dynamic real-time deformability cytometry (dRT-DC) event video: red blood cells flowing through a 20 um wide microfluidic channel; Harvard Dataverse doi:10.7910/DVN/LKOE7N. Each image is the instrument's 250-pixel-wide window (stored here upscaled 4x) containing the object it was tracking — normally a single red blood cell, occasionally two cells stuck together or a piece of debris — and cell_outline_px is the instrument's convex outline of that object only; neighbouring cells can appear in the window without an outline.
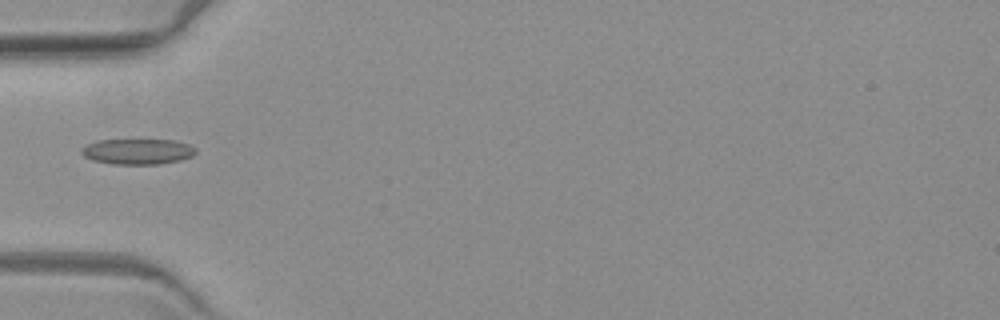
{"species": "common noctule bat (a hibernating species)", "species_latin": "Nyctalus noctula", "temperature_condition": "warm", "stored_images_in_passage": 5, "camera_frame_rate_fps": 3000, "um_per_image_px": 0.085, "animal": {"sex": "female", "body_mass_g": 19.3, "forearm_length_mm": 54.1}, "frame": {"image": 1, "passage_image": 5, "time_ms": 5.0, "image_size_px": [1000, 320], "cell_outline_px": [[196, 152], [192, 156], [180, 160], [160, 164], [112, 164], [92, 160], [84, 156], [80, 152], [80, 148], [96, 140], [172, 140], [188, 144], [196, 148]], "centroid_in_image_um": [11.67, 12.88], "position_along_channel_um": 73.3, "area_um2": 17.05}}